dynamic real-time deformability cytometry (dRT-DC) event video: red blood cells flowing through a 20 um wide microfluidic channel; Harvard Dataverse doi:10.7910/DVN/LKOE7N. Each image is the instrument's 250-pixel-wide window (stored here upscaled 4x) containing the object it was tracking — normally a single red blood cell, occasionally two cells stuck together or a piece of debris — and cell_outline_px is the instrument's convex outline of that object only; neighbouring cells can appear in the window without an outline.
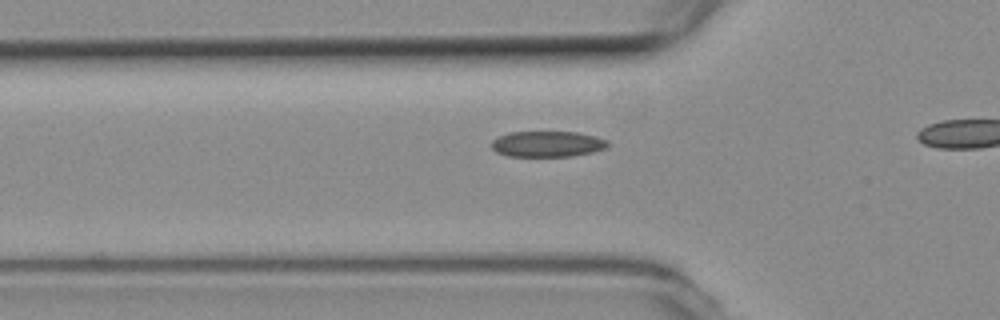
{"species": "common noctule bat (a hibernating species)", "species_latin": "Nyctalus noctula", "temperature_condition": "room temperature", "stored_images_in_passage": 22, "camera_frame_rate_fps": 3000, "um_per_image_px": 0.085, "animal": {"sex": "female", "body_mass_g": 19.3, "forearm_length_mm": 54.1}, "frame": {"image": 1, "passage_image": 13, "time_ms": 4.0, "image_size_px": [1000, 320], "cell_outline_px": [[608, 148], [592, 152], [572, 156], [508, 156], [496, 152], [492, 148], [492, 140], [496, 136], [508, 132], [576, 132], [608, 140]], "centroid_in_image_um": [46.5, 12.24], "position_along_channel_um": 79.3, "area_um2": 17.51}}
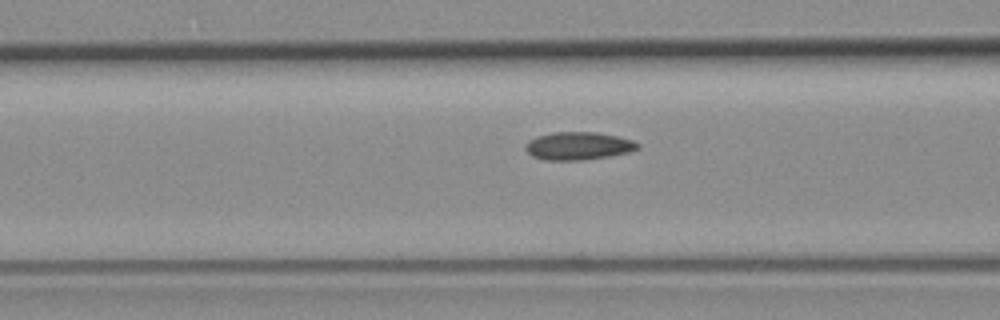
{"frame": {"image": 2, "passage_image": 16, "time_ms": 5.0, "image_size_px": [1000, 320], "cell_outline_px": [[640, 148], [628, 152], [608, 156], [580, 160], [544, 160], [532, 156], [524, 148], [524, 144], [528, 140], [536, 136], [552, 132], [596, 132], [616, 136], [632, 140], [640, 144]], "centroid_in_image_um": [49.11, 12.39], "position_along_channel_um": 117.5, "area_um2": 18.26}}
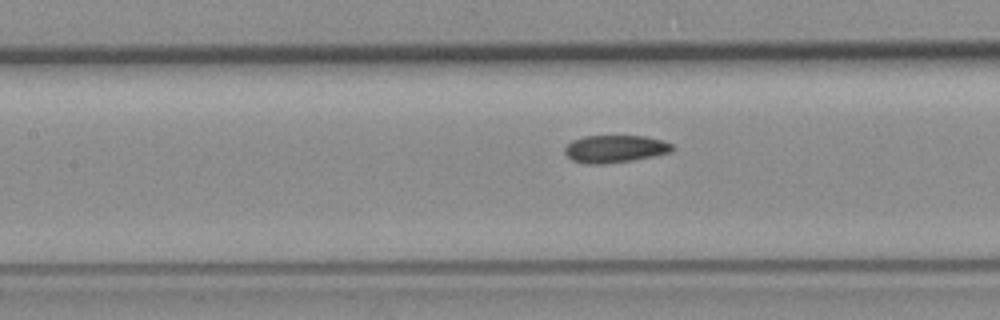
{"frame": {"image": 3, "passage_image": 19, "time_ms": 6.0, "image_size_px": [1000, 320], "cell_outline_px": [[676, 148], [672, 152], [656, 156], [632, 160], [604, 164], [584, 164], [572, 160], [564, 152], [564, 148], [572, 140], [584, 136], [644, 136], [664, 140], [672, 144]], "centroid_in_image_um": [52.31, 12.65], "position_along_channel_um": 155.1, "area_um2": 17.46}}